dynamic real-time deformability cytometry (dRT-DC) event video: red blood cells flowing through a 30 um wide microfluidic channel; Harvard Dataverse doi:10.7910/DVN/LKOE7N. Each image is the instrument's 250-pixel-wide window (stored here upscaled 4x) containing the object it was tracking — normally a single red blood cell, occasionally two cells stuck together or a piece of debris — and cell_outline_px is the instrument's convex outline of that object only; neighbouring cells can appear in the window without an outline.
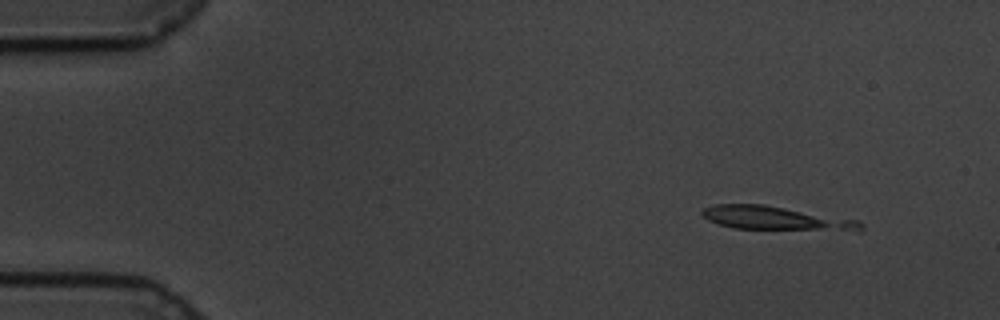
{"species": "common noctule bat (a hibernating species)", "species_latin": "Nyctalus noctula", "temperature_condition": "cold", "stored_images_in_passage": 2, "camera_frame_rate_fps": 3000, "um_per_image_px": 0.085, "animal": {"sex": "male", "body_mass_g": 19.5, "forearm_length_mm": 54.6}, "frame": {"image": 1, "passage_image": 1, "time_ms": 0.0, "image_size_px": [1000, 320], "cell_outline_px": [[864, 228], [860, 232], [732, 228], [708, 220], [700, 212], [704, 208], [712, 204], [764, 204], [860, 220], [864, 224]], "centroid_in_image_um": [66.08, 18.57], "position_along_channel_um": 18.9, "area_um2": 22.6}}